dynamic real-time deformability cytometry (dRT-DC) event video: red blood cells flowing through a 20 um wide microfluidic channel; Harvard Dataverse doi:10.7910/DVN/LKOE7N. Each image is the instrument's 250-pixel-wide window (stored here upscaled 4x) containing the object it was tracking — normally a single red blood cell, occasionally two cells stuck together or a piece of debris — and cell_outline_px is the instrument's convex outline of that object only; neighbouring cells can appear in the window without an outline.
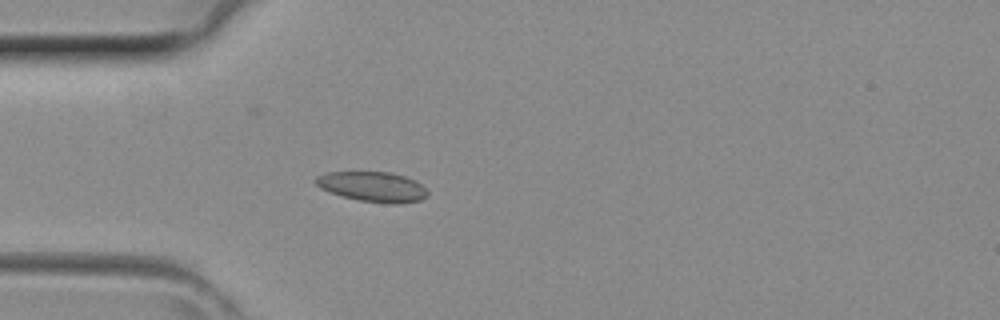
{"species": "common noctule bat (a hibernating species)", "species_latin": "Nyctalus noctula", "temperature_condition": "room temperature", "stored_images_in_passage": 24, "camera_frame_rate_fps": 3000, "um_per_image_px": 0.085, "animal": {"sex": "female", "body_mass_g": 29.2, "forearm_length_mm": 56.3}, "frame": {"image": 1, "passage_image": 4, "time_ms": 1.0, "image_size_px": [1000, 320], "cell_outline_px": [[428, 196], [420, 200], [396, 204], [392, 204], [360, 200], [344, 196], [320, 188], [316, 184], [316, 176], [328, 172], [388, 172], [404, 176], [416, 180], [428, 192]], "centroid_in_image_um": [31.7, 15.86], "position_along_channel_um": 53.3, "area_um2": 19.31}}
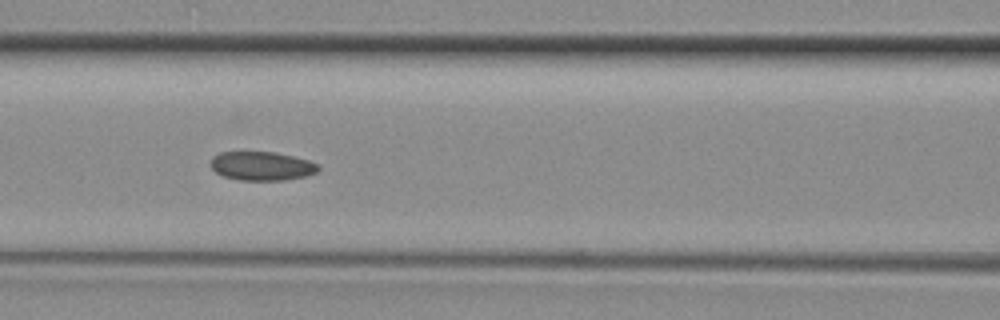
{"frame": {"image": 2, "passage_image": 10, "time_ms": 3.0, "image_size_px": [1000, 320], "cell_outline_px": [[320, 168], [316, 172], [304, 176], [284, 180], [240, 180], [224, 176], [216, 172], [212, 168], [212, 156], [220, 152], [272, 152], [292, 156], [308, 160], [316, 164]], "centroid_in_image_um": [22.23, 14.11], "position_along_channel_um": 144.4, "area_um2": 17.8}}
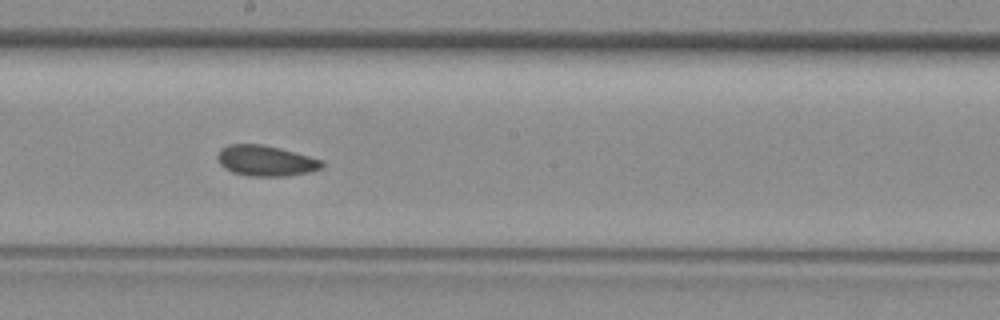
{"frame": {"image": 3, "passage_image": 15, "time_ms": 4.667, "image_size_px": [1000, 320], "cell_outline_px": [[324, 164], [320, 168], [308, 172], [288, 176], [248, 176], [232, 172], [224, 168], [220, 164], [220, 148], [228, 144], [260, 144], [280, 148], [308, 156], [320, 160]], "centroid_in_image_um": [22.57, 13.67], "position_along_channel_um": 225.6, "area_um2": 18.32}}